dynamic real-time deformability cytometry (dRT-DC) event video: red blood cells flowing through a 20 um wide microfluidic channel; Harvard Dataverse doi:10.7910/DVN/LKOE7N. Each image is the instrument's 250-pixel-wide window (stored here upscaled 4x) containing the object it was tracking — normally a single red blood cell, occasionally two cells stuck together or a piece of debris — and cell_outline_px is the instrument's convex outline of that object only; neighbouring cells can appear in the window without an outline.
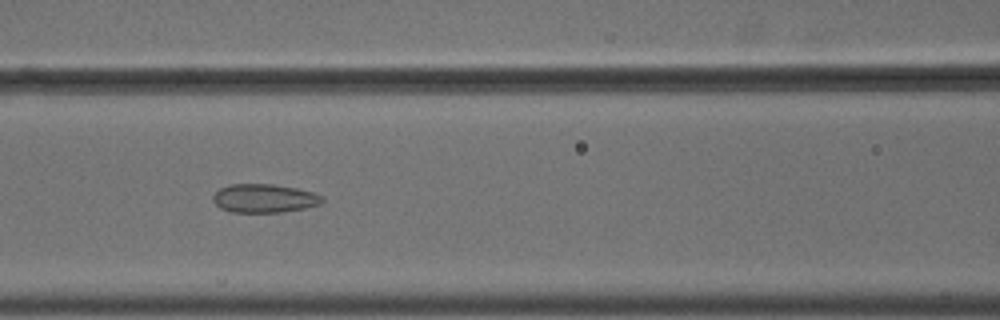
{"species": "common noctule bat (a hibernating species)", "species_latin": "Nyctalus noctula", "temperature_condition": "cold", "stored_images_in_passage": 54, "camera_frame_rate_fps": 3000, "um_per_image_px": 0.085, "animal": {"sex": "male", "body_mass_g": 18.8}, "frame": {"image": 1, "passage_image": 24, "time_ms": 7.667, "image_size_px": [1000, 320], "cell_outline_px": [[324, 200], [320, 204], [304, 208], [280, 212], [232, 212], [220, 208], [212, 200], [212, 196], [220, 188], [228, 184], [272, 184], [296, 188], [312, 192], [324, 196]], "centroid_in_image_um": [22.45, 16.85], "position_along_channel_um": 144.2, "area_um2": 18.21}}
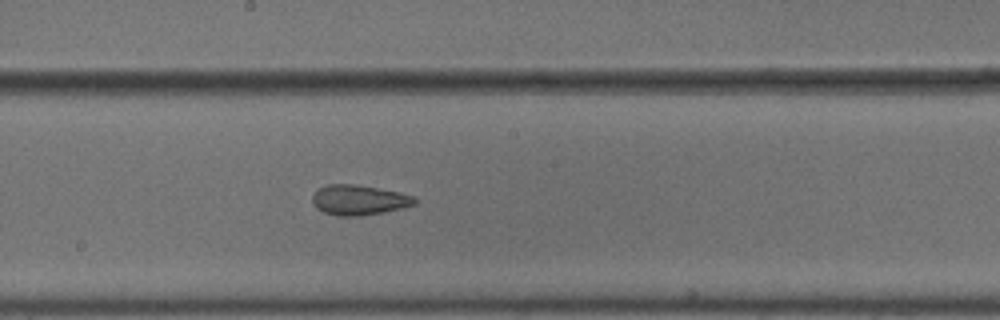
{"frame": {"image": 2, "passage_image": 30, "time_ms": 9.667, "image_size_px": [1000, 320], "cell_outline_px": [[416, 204], [404, 208], [360, 216], [340, 216], [324, 212], [316, 208], [312, 204], [312, 196], [320, 188], [328, 184], [356, 184], [380, 188], [400, 192], [412, 196], [416, 200]], "centroid_in_image_um": [30.51, 17.0], "position_along_channel_um": 217.7, "area_um2": 17.98}}
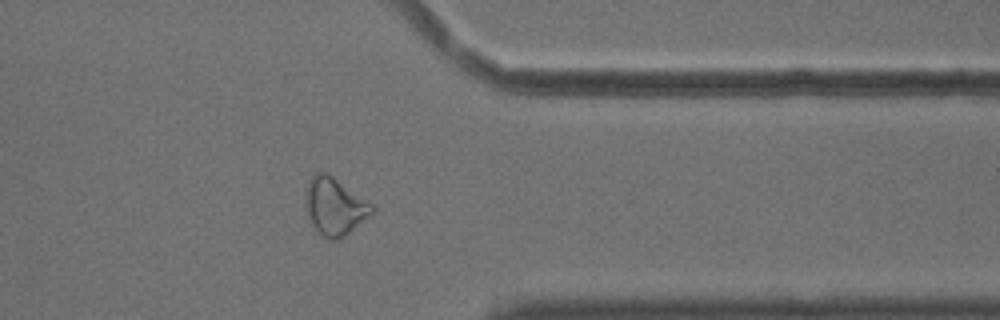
{"frame": {"image": 3, "passage_image": 44, "time_ms": 14.333, "image_size_px": [1000, 320], "cell_outline_px": [[376, 208], [368, 216], [344, 236], [336, 240], [328, 240], [312, 224], [308, 216], [304, 204], [308, 184], [312, 176], [316, 172], [328, 172], [372, 204]], "centroid_in_image_um": [28.43, 17.52], "position_along_channel_um": 383.0, "area_um2": 21.85}, "authors_computed_cell_mechanics": {"area_um2": 21.7617, "velocity_mm_per_s": 3.6699, "shape_relaxation_time_tau1_ms": null, "shape_relaxation_time_tau2_ms": 3.3877, "deformation_change_tau1": null, "deformation_change_tau2": 0.1007}}